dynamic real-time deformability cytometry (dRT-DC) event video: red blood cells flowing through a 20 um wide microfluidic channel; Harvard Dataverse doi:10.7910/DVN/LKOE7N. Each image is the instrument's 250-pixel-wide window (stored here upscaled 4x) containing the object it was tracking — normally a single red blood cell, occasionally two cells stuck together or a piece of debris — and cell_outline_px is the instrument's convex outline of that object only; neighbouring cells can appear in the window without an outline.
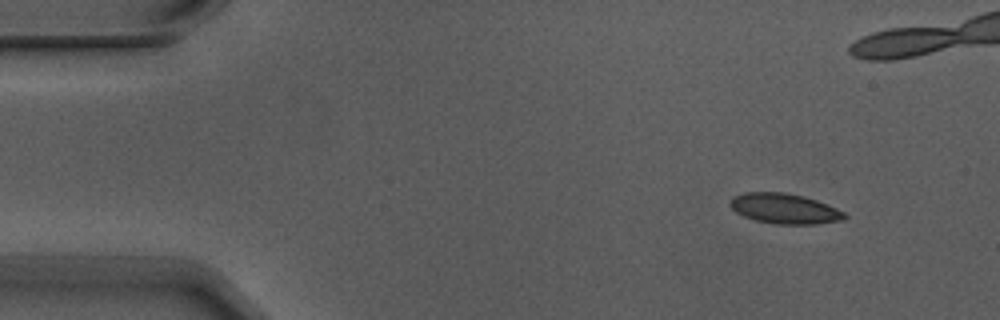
{"species": "Egyptian fruit bat (a non-hibernating species)", "species_latin": "Rousettus aegyptiacus", "temperature_condition": "warm", "stored_images_in_passage": 7, "camera_frame_rate_fps": 3000, "um_per_image_px": 0.085, "animal": {"sex": "male"}, "frame": {"image": 1, "passage_image": 1, "time_ms": 0.0, "image_size_px": [1000, 320], "cell_outline_px": [[848, 216], [844, 220], [816, 224], [776, 224], [756, 220], [744, 216], [736, 212], [728, 204], [732, 196], [744, 192], [784, 192], [804, 196], [816, 200], [836, 208], [844, 212]], "centroid_in_image_um": [66.68, 17.73], "position_along_channel_um": 18.3, "area_um2": 20.23}}